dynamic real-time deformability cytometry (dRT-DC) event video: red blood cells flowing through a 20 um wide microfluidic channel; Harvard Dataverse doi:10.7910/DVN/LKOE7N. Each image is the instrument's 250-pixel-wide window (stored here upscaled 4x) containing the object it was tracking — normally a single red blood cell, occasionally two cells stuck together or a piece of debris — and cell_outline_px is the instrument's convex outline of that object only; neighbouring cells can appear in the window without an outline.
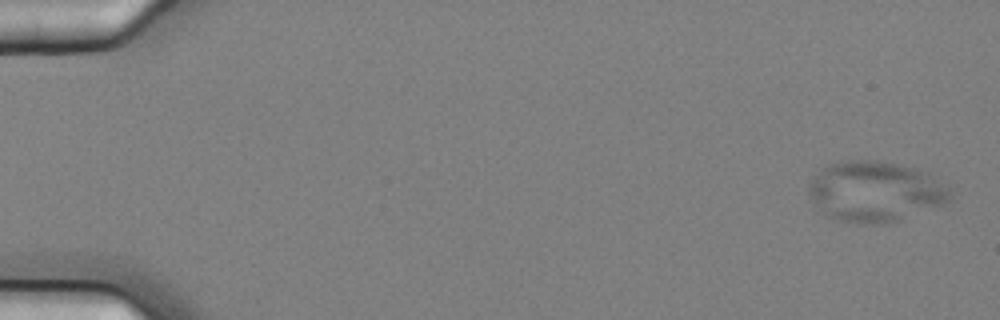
{"species": "common noctule bat (a hibernating species)", "species_latin": "Nyctalus noctula", "temperature_condition": "cold", "stored_images_in_passage": 7, "camera_frame_rate_fps": 3000, "um_per_image_px": 0.085, "animal": {"sex": "female", "body_mass_g": 25.1}, "frame": {"image": 1, "passage_image": 1, "time_ms": 0.0, "image_size_px": [1000, 320], "cell_outline_px": [[952, 200], [896, 220], [884, 224], [856, 224], [840, 220], [824, 212], [812, 200], [808, 192], [808, 184], [820, 168], [828, 164], [840, 160], [880, 160], [916, 168], [928, 172], [948, 184], [952, 196]], "centroid_in_image_um": [74.4, 16.24], "position_along_channel_um": 10.6, "area_um2": 49.94}}
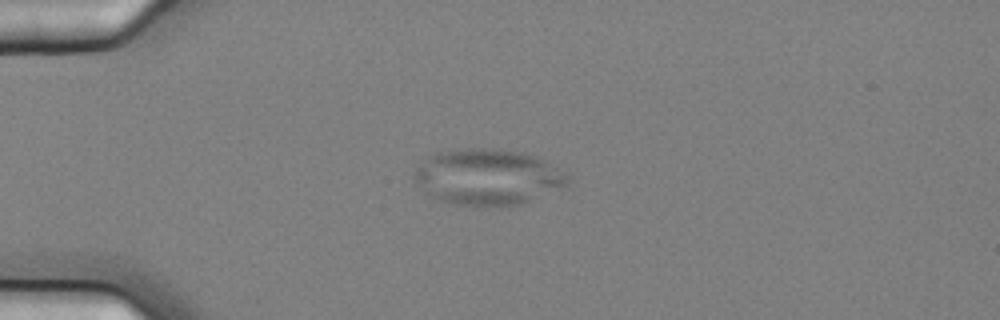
{"frame": {"image": 2, "passage_image": 5, "time_ms": 1.333, "image_size_px": [1000, 320], "cell_outline_px": [[568, 176], [564, 184], [520, 204], [452, 204], [440, 200], [432, 196], [416, 184], [412, 176], [424, 160], [428, 156], [436, 152], [468, 148], [488, 148], [520, 152], [536, 156], [544, 160], [564, 172]], "centroid_in_image_um": [41.37, 15.0], "position_along_channel_um": 43.6, "area_um2": 48.49}}